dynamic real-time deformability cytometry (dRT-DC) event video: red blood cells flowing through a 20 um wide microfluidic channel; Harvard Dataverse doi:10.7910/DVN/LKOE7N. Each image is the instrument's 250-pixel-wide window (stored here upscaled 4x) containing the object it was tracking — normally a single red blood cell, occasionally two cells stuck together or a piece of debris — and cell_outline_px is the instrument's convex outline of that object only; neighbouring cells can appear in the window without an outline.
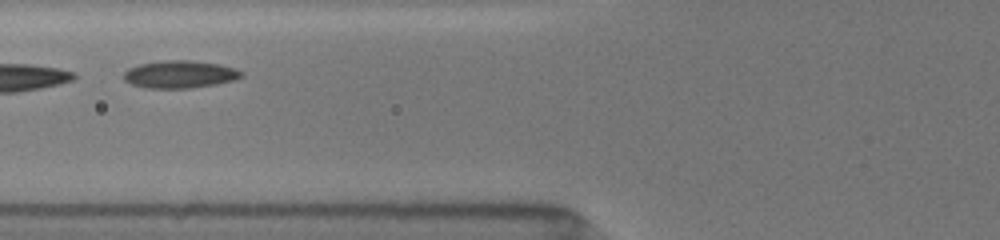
{"species": "common noctule bat (a hibernating species)", "species_latin": "Nyctalus noctula", "temperature_condition": "room temperature", "stored_images_in_passage": 6, "camera_frame_rate_fps": 3000, "um_per_image_px": 0.085, "animal": {"sex": "female", "body_mass_g": 19.5, "forearm_length_mm": 54.1}, "frame": {"image": 1, "passage_image": 4, "time_ms": 2.333, "image_size_px": [1000, 240], "cell_outline_px": [[244, 76], [232, 80], [216, 84], [188, 88], [144, 88], [132, 84], [124, 80], [124, 72], [128, 68], [140, 64], [168, 60], [188, 60], [220, 64], [236, 68], [244, 72]], "centroid_in_image_um": [15.3, 6.32], "position_along_channel_um": 110.5, "area_um2": 18.84}}
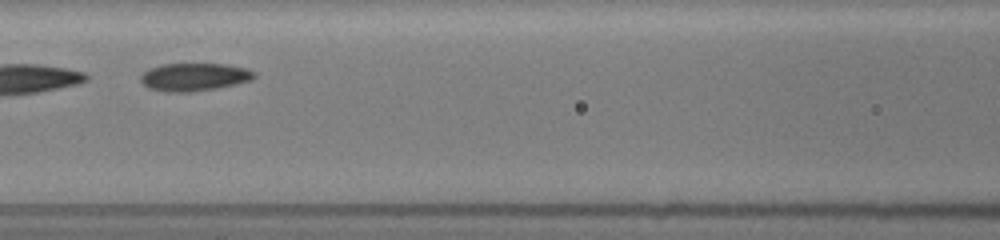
{"frame": {"image": 2, "passage_image": 5, "time_ms": 3.333, "image_size_px": [1000, 240], "cell_outline_px": [[256, 76], [252, 80], [216, 88], [192, 92], [168, 92], [148, 88], [140, 80], [140, 76], [148, 68], [160, 64], [228, 64], [244, 68], [256, 72]], "centroid_in_image_um": [16.49, 6.54], "position_along_channel_um": 150.1, "area_um2": 18.5}}